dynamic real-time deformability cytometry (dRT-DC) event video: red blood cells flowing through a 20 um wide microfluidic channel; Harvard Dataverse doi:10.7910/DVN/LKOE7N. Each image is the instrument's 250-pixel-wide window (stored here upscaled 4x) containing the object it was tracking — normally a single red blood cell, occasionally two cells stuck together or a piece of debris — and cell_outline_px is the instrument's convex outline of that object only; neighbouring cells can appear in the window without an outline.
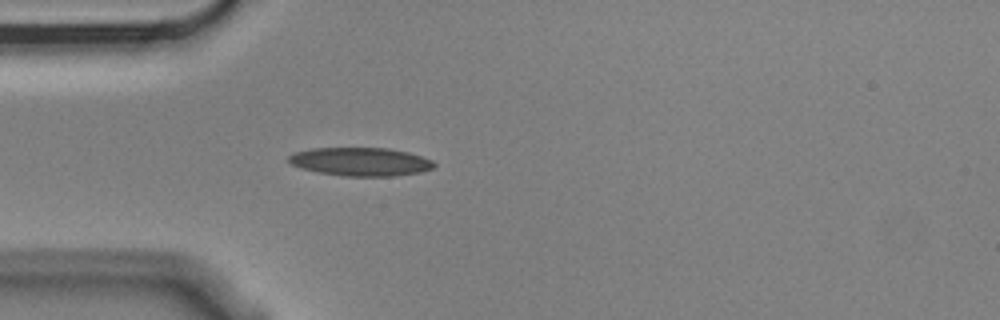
{"species": "Egyptian fruit bat (a non-hibernating species)", "species_latin": "Rousettus aegyptiacus", "temperature_condition": "cold", "stored_images_in_passage": 1, "camera_frame_rate_fps": 3000, "um_per_image_px": 0.085, "animal": {"sex": "male"}, "frame": {"image": 1, "passage_image": 1, "time_ms": 0.0, "image_size_px": [1000, 320], "cell_outline_px": [[436, 164], [432, 168], [420, 172], [392, 176], [344, 176], [320, 172], [300, 168], [284, 160], [292, 152], [312, 148], [388, 148], [408, 152], [432, 160]], "centroid_in_image_um": [30.59, 13.73], "position_along_channel_um": 54.4, "area_um2": 24.1}}